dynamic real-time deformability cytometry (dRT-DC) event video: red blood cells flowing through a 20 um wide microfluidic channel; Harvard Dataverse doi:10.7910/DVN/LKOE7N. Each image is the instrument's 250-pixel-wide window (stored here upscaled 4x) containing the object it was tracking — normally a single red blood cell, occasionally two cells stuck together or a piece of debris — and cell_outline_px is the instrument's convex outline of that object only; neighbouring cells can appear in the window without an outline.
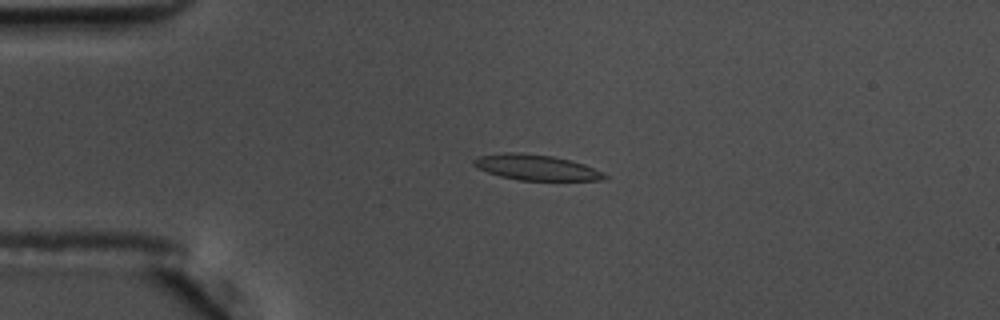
{"species": "common noctule bat (a hibernating species)", "species_latin": "Nyctalus noctula", "temperature_condition": "warm", "stored_images_in_passage": 25, "camera_frame_rate_fps": 3000, "um_per_image_px": 0.085, "animal": {"sex": "male", "body_mass_g": 17.5, "forearm_length_mm": 52.3}, "frame": {"image": 1, "passage_image": 14, "time_ms": 4.333, "image_size_px": [1000, 320], "cell_outline_px": [[608, 176], [604, 180], [520, 180], [500, 176], [476, 168], [472, 164], [472, 160], [480, 156], [504, 152], [520, 152], [552, 156], [584, 164]], "centroid_in_image_um": [45.51, 14.22], "position_along_channel_um": 39.5, "area_um2": 19.25}}